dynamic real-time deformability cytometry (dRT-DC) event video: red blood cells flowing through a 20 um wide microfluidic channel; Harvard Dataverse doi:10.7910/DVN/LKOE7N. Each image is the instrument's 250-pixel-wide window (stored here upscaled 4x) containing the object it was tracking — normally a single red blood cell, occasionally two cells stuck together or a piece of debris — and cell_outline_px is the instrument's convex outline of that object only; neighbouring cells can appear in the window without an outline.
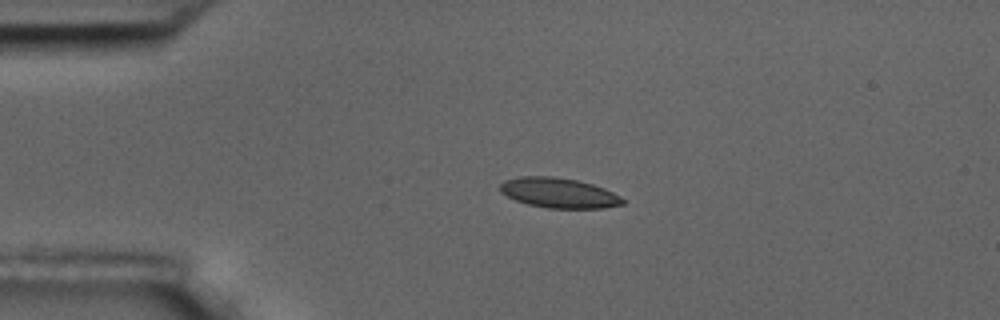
{"species": "common noctule bat (a hibernating species)", "species_latin": "Nyctalus noctula", "temperature_condition": "room temperature", "stored_images_in_passage": 44, "camera_frame_rate_fps": 3000, "um_per_image_px": 0.085, "animal": {"sex": "male", "body_mass_g": 17.5, "forearm_length_mm": 52.3}, "frame": {"image": 1, "passage_image": 1, "time_ms": 0.0, "image_size_px": [1000, 320], "cell_outline_px": [[624, 204], [604, 208], [548, 208], [528, 204], [516, 200], [500, 192], [500, 184], [504, 180], [520, 176], [552, 176], [576, 180], [592, 184], [604, 188], [620, 196], [624, 200]], "centroid_in_image_um": [47.49, 16.39], "position_along_channel_um": 37.5, "area_um2": 21.39}}
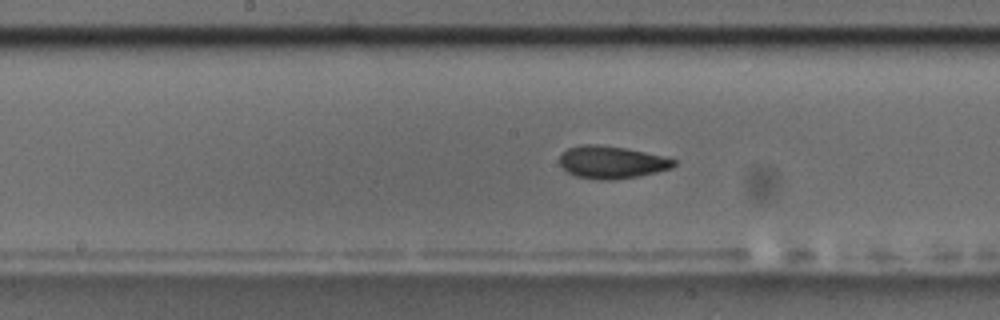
{"frame": {"image": 2, "passage_image": 17, "time_ms": 5.333, "image_size_px": [1000, 320], "cell_outline_px": [[676, 164], [672, 168], [640, 176], [612, 180], [600, 180], [576, 176], [568, 172], [560, 164], [560, 156], [568, 148], [584, 144], [596, 144], [624, 148], [644, 152], [676, 160]], "centroid_in_image_um": [51.99, 13.8], "position_along_channel_um": 196.2, "area_um2": 21.39}}
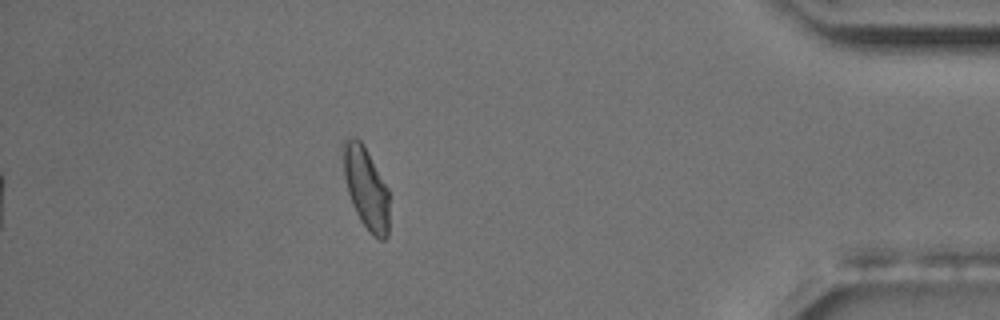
{"frame": {"image": 3, "passage_image": 38, "time_ms": 12.333, "image_size_px": [1000, 320], "cell_outline_px": [[388, 236], [384, 240], [380, 240], [372, 236], [368, 232], [360, 220], [352, 204], [348, 192], [344, 176], [340, 148], [344, 140], [348, 136], [356, 136], [364, 144], [388, 188]], "centroid_in_image_um": [31.08, 15.92], "position_along_channel_um": 404.1, "area_um2": 22.48}, "authors_computed_cell_mechanics": {"area_um2": 21.5305, "velocity_mm_per_s": 3.6109, "shape_relaxation_time_tau1_ms": 4.3943, "shape_relaxation_time_tau2_ms": 2.0028, "deformation_change_tau1": 0.1279, "deformation_change_tau2": 0.0631}}